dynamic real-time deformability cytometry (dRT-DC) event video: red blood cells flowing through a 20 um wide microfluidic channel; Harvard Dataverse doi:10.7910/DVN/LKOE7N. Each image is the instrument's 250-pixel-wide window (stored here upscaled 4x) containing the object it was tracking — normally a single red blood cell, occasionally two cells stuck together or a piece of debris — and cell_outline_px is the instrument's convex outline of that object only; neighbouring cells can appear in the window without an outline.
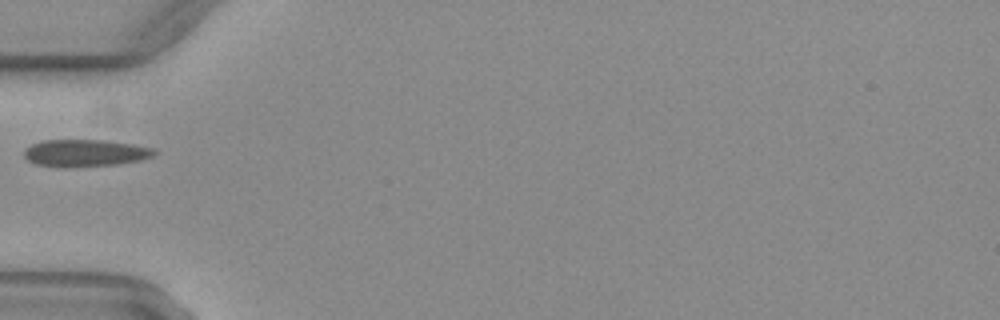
{"species": "common noctule bat (a hibernating species)", "species_latin": "Nyctalus noctula", "temperature_condition": "warm", "stored_images_in_passage": 26, "camera_frame_rate_fps": 3000, "um_per_image_px": 0.085, "animal": {"sex": "female", "body_mass_g": 29.2, "forearm_length_mm": 56.3}, "frame": {"image": 1, "passage_image": 1, "time_ms": 0.0, "image_size_px": [1000, 320], "cell_outline_px": [[160, 152], [152, 156], [140, 160], [116, 164], [36, 164], [28, 160], [24, 156], [24, 148], [40, 140], [104, 140], [132, 144], [156, 148]], "centroid_in_image_um": [7.31, 12.94], "position_along_channel_um": 77.7, "area_um2": 19.65}}